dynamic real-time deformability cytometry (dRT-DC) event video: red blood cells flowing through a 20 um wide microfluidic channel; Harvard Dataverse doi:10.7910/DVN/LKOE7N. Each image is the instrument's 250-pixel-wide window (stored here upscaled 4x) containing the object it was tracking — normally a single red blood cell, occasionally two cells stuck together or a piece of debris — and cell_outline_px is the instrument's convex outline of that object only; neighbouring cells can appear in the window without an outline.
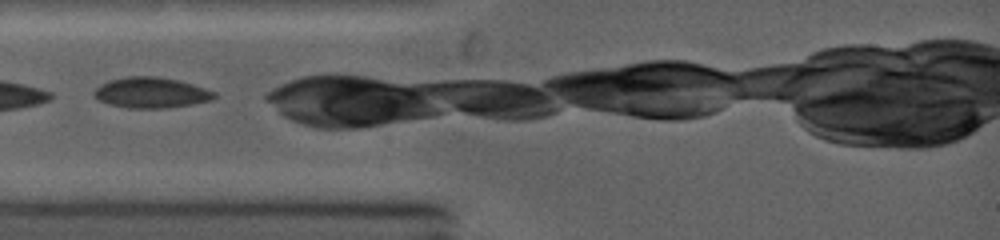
{"species": "common noctule bat (a hibernating species)", "species_latin": "Nyctalus noctula", "temperature_condition": "warm", "stored_images_in_passage": 10, "camera_frame_rate_fps": 5000, "um_per_image_px": 0.085, "animal": {"sex": "female", "body_mass_g": 19.0, "forearm_length_mm": 53.3}, "frame": {"image": 1, "passage_image": 1, "time_ms": 0.0, "image_size_px": [1000, 240], "cell_outline_px": [[216, 96], [212, 100], [192, 104], [164, 108], [128, 108], [112, 104], [100, 100], [96, 96], [96, 88], [108, 80], [128, 76], [152, 76], [176, 80], [192, 84], [212, 92]], "centroid_in_image_um": [12.84, 7.87], "position_along_channel_um": 72.2, "area_um2": 20.87}}